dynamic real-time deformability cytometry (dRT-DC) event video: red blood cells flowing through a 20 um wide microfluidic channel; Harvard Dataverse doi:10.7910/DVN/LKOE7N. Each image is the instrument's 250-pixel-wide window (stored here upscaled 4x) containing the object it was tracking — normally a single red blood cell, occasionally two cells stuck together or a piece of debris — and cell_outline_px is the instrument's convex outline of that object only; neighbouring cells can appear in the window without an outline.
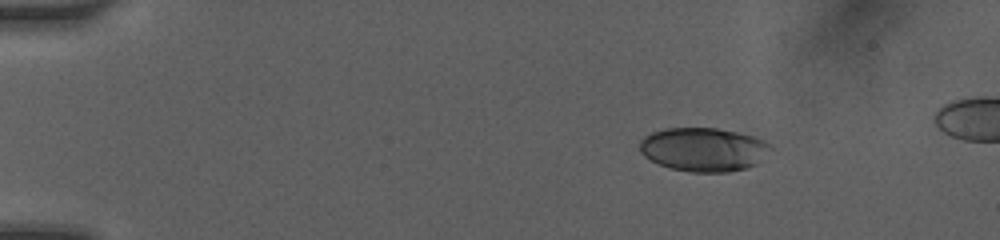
{"species": "human", "species_latin": "Homo sapiens", "temperature_condition": "room temperature", "stored_images_in_passage": 38, "camera_frame_rate_fps": 3000, "um_per_image_px": 0.085, "donor": {"sex": "female"}, "frame": {"image": 1, "passage_image": 1, "time_ms": 0.0, "image_size_px": [1000, 240], "cell_outline_px": [[772, 148], [756, 164], [744, 168], [728, 172], [692, 172], [668, 168], [644, 156], [640, 152], [640, 140], [644, 136], [652, 132], [664, 128], [716, 128], [736, 132], [752, 136], [764, 140]], "centroid_in_image_um": [59.77, 12.7], "position_along_channel_um": 25.2, "area_um2": 33.18}}
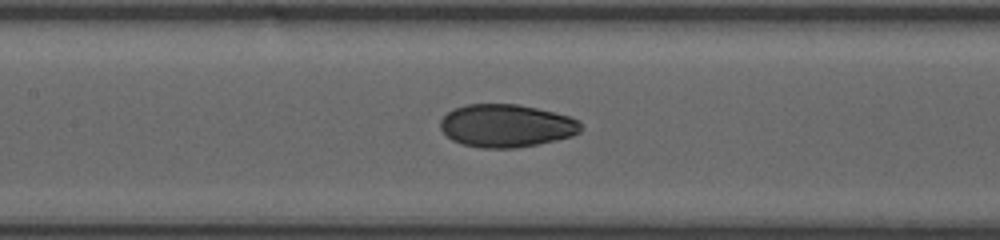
{"frame": {"image": 2, "passage_image": 16, "time_ms": 5.667, "image_size_px": [1000, 240], "cell_outline_px": [[584, 128], [580, 132], [572, 136], [556, 140], [516, 148], [480, 148], [464, 144], [452, 140], [440, 128], [440, 120], [452, 108], [464, 104], [516, 104], [536, 108], [568, 116], [580, 120]], "centroid_in_image_um": [43.04, 10.68], "position_along_channel_um": 164.4, "area_um2": 35.2}}
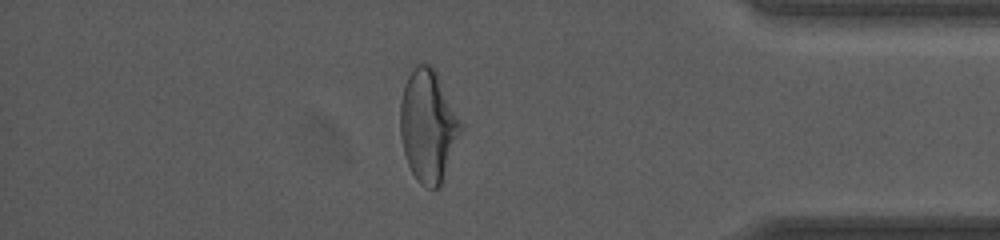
{"frame": {"image": 3, "passage_image": 33, "time_ms": 12.0, "image_size_px": [1000, 240], "cell_outline_px": [[464, 128], [444, 184], [440, 188], [428, 188], [420, 184], [416, 180], [408, 164], [404, 152], [400, 136], [400, 100], [404, 84], [408, 76], [416, 64], [420, 60], [428, 64], [436, 72]], "centroid_in_image_um": [36.41, 10.76], "position_along_channel_um": 398.8, "area_um2": 40.34}, "authors_computed_cell_mechanics": {"area_um2": 35.2291, "velocity_mm_per_s": 4.1184, "shape_relaxation_time_tau1_ms": 6.3445, "shape_relaxation_time_tau2_ms": 1.5427, "deformation_change_tau1": 0.2032, "deformation_change_tau2": 0.0563}}